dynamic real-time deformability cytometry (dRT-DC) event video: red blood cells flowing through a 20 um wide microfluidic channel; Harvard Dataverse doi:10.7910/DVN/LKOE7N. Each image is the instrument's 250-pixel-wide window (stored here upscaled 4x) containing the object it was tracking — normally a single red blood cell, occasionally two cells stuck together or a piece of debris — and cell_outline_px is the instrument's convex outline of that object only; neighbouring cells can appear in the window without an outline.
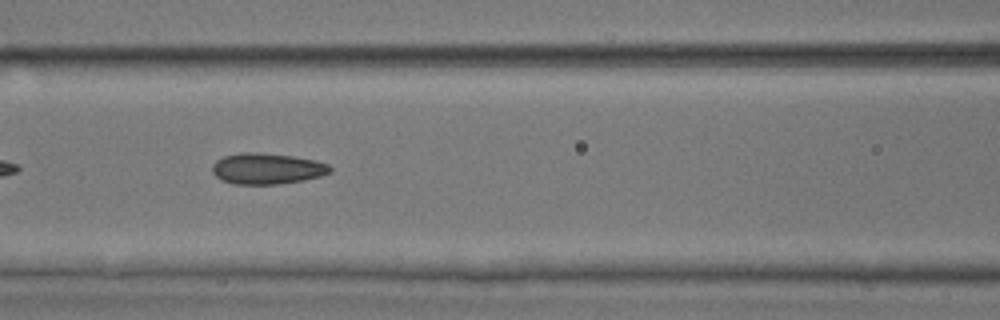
{"species": "common noctule bat (a hibernating species)", "species_latin": "Nyctalus noctula", "temperature_condition": "room temperature", "stored_images_in_passage": 18, "camera_frame_rate_fps": 3000, "um_per_image_px": 0.085, "animal": {"sex": "male", "body_mass_g": 17.9, "forearm_length_mm": 54.2}, "frame": {"image": 1, "passage_image": 8, "time_ms": 2.333, "image_size_px": [1000, 320], "cell_outline_px": [[332, 172], [320, 176], [304, 180], [276, 184], [232, 184], [220, 180], [212, 172], [212, 164], [216, 160], [224, 156], [240, 152], [256, 152], [292, 156], [316, 160], [328, 164], [332, 168]], "centroid_in_image_um": [22.68, 14.33], "position_along_channel_um": 143.9, "area_um2": 21.44}}
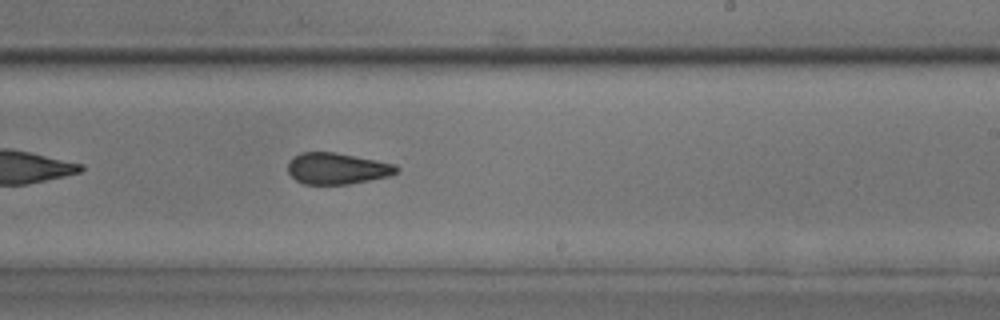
{"frame": {"image": 2, "passage_image": 17, "time_ms": 5.333, "image_size_px": [1000, 320], "cell_outline_px": [[400, 168], [396, 172], [388, 176], [348, 184], [304, 184], [296, 180], [288, 172], [288, 160], [292, 156], [300, 152], [336, 152], [396, 164]], "centroid_in_image_um": [28.62, 14.31], "position_along_channel_um": 260.4, "area_um2": 19.88}}